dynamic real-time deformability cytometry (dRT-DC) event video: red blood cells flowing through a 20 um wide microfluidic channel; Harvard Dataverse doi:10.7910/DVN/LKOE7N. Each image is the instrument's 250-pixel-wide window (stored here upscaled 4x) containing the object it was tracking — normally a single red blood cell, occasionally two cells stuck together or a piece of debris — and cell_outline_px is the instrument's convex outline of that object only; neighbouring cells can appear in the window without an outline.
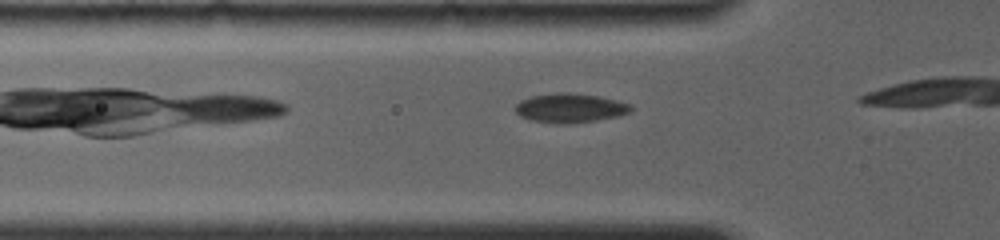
{"species": "common noctule bat (a hibernating species)", "species_latin": "Nyctalus noctula", "temperature_condition": "room temperature", "stored_images_in_passage": 12, "camera_frame_rate_fps": 4000, "um_per_image_px": 0.085, "animal": {"sex": "female", "body_mass_g": 19.0, "forearm_length_mm": 56.7}, "frame": {"image": 1, "passage_image": 6, "time_ms": 1.25, "image_size_px": [1000, 240], "cell_outline_px": [[632, 108], [628, 112], [616, 116], [596, 120], [568, 124], [552, 124], [532, 120], [520, 116], [516, 112], [516, 104], [520, 100], [532, 96], [556, 92], [568, 92], [600, 96], [632, 104]], "centroid_in_image_um": [48.43, 9.18], "position_along_channel_um": 77.4, "area_um2": 19.71}}